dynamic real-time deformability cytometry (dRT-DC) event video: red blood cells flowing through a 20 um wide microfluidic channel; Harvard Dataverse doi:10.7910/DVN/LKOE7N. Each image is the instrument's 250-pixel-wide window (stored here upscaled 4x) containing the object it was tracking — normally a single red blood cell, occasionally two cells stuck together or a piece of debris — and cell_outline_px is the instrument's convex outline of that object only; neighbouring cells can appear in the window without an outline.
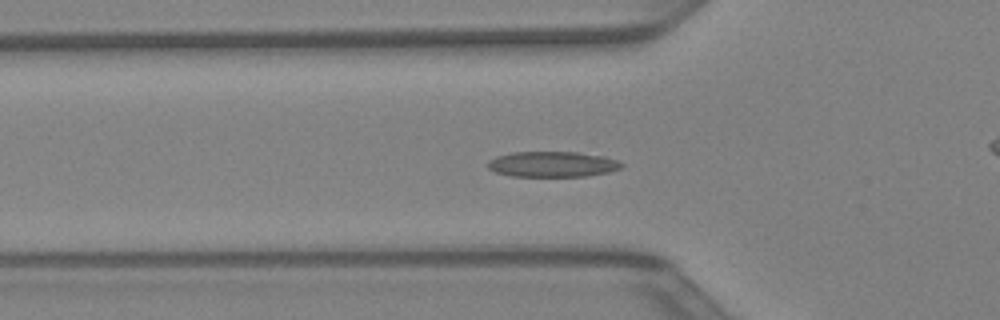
{"species": "Egyptian fruit bat (a non-hibernating species)", "species_latin": "Rousettus aegyptiacus", "temperature_condition": "warm", "stored_images_in_passage": 43, "segment_of_instrument_passage": [1, 2], "camera_frame_rate_fps": 3000, "um_per_image_px": 0.085, "animal": {"sex": "female"}, "frame": {"image": 1, "passage_image": 14, "time_ms": 4.333, "image_size_px": [1000, 320], "cell_outline_px": [[624, 164], [620, 168], [608, 172], [588, 176], [512, 176], [496, 172], [488, 168], [488, 160], [496, 156], [512, 152], [576, 152], [604, 156], [616, 160]], "centroid_in_image_um": [46.94, 13.95], "position_along_channel_um": 78.9, "area_um2": 19.83}}
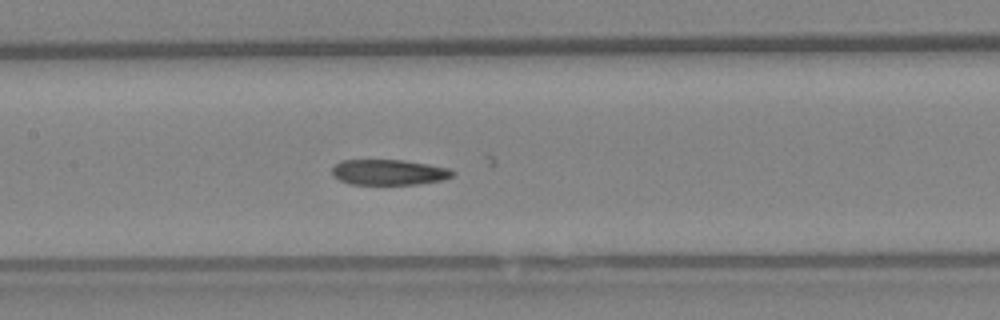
{"frame": {"image": 2, "passage_image": 20, "time_ms": 6.333, "image_size_px": [1000, 320], "cell_outline_px": [[456, 172], [452, 176], [444, 180], [416, 184], [352, 184], [340, 180], [332, 172], [332, 168], [336, 164], [344, 160], [400, 160], [428, 164], [448, 168]], "centroid_in_image_um": [33.09, 14.64], "position_along_channel_um": 174.3, "area_um2": 17.69}}
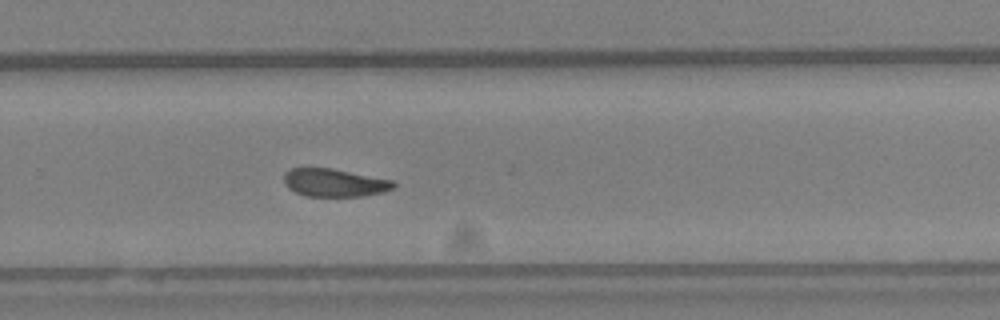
{"frame": {"image": 3, "passage_image": 28, "time_ms": 9.0, "image_size_px": [1000, 320], "cell_outline_px": [[396, 184], [392, 188], [384, 192], [364, 196], [304, 196], [288, 188], [284, 184], [284, 172], [292, 168], [328, 168], [392, 180]], "centroid_in_image_um": [28.39, 15.54], "position_along_channel_um": 301.4, "area_um2": 17.69}}